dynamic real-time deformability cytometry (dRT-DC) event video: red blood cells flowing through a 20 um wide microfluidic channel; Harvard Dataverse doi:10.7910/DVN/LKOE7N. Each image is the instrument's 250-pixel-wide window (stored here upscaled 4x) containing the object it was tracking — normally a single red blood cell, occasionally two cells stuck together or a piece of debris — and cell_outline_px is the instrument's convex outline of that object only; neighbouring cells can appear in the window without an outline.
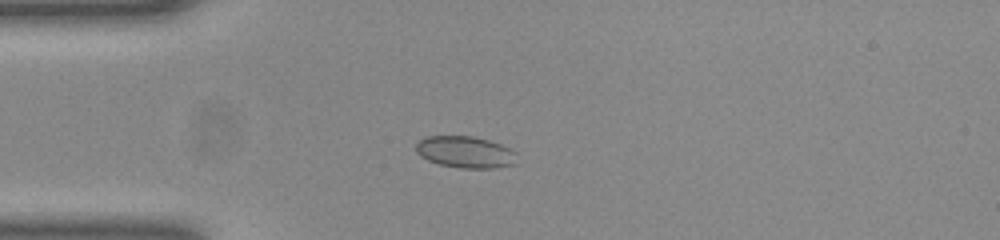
{"species": "common noctule bat (a hibernating species)", "species_latin": "Nyctalus noctula", "temperature_condition": "room temperature", "stored_images_in_passage": 6, "camera_frame_rate_fps": 3000, "um_per_image_px": 0.085, "animal": {"sex": "female", "body_mass_g": 23.0, "forearm_length_mm": 53.4}, "frame": {"image": 1, "passage_image": 1, "time_ms": 0.0, "image_size_px": [1000, 240], "cell_outline_px": [[516, 164], [496, 168], [460, 168], [440, 164], [428, 160], [420, 156], [416, 152], [416, 144], [420, 140], [428, 136], [472, 136], [488, 140], [500, 144], [516, 152]], "centroid_in_image_um": [39.56, 12.93], "position_along_channel_um": 45.4, "area_um2": 18.61}}
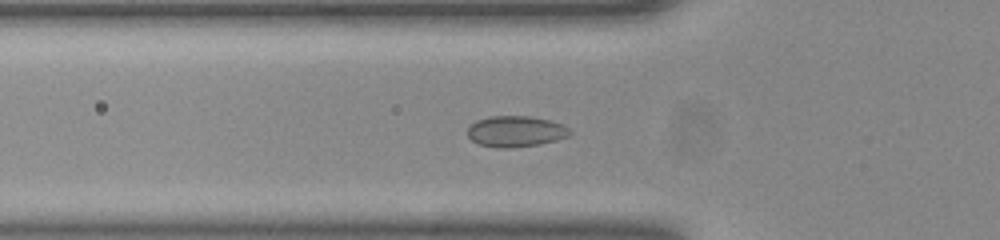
{"frame": {"image": 2, "passage_image": 5, "time_ms": 1.333, "image_size_px": [1000, 240], "cell_outline_px": [[572, 132], [568, 136], [556, 140], [540, 144], [508, 148], [504, 148], [480, 144], [472, 140], [468, 136], [468, 128], [476, 120], [492, 116], [528, 116], [548, 120], [564, 124]], "centroid_in_image_um": [43.85, 11.16], "position_along_channel_um": 81.9, "area_um2": 18.26}}